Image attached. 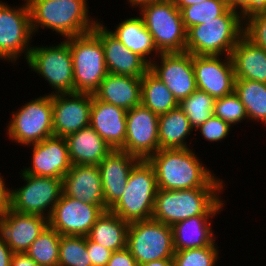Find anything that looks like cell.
Segmentation results:
<instances>
[{"mask_svg": "<svg viewBox=\"0 0 266 266\" xmlns=\"http://www.w3.org/2000/svg\"><path fill=\"white\" fill-rule=\"evenodd\" d=\"M231 128L232 126L229 123L213 115L198 127L195 132H199L198 134L205 140L214 144L226 139L231 134L230 131H233Z\"/></svg>", "mask_w": 266, "mask_h": 266, "instance_id": "39", "label": "cell"}, {"mask_svg": "<svg viewBox=\"0 0 266 266\" xmlns=\"http://www.w3.org/2000/svg\"><path fill=\"white\" fill-rule=\"evenodd\" d=\"M86 247L92 266H106L110 260L112 251L91 241L86 236Z\"/></svg>", "mask_w": 266, "mask_h": 266, "instance_id": "41", "label": "cell"}, {"mask_svg": "<svg viewBox=\"0 0 266 266\" xmlns=\"http://www.w3.org/2000/svg\"><path fill=\"white\" fill-rule=\"evenodd\" d=\"M88 0H36L29 5L33 35L50 29L64 39L93 31L100 21L90 15Z\"/></svg>", "mask_w": 266, "mask_h": 266, "instance_id": "2", "label": "cell"}, {"mask_svg": "<svg viewBox=\"0 0 266 266\" xmlns=\"http://www.w3.org/2000/svg\"><path fill=\"white\" fill-rule=\"evenodd\" d=\"M227 2L241 18L251 9V0H227Z\"/></svg>", "mask_w": 266, "mask_h": 266, "instance_id": "45", "label": "cell"}, {"mask_svg": "<svg viewBox=\"0 0 266 266\" xmlns=\"http://www.w3.org/2000/svg\"><path fill=\"white\" fill-rule=\"evenodd\" d=\"M60 239L61 235L48 226L25 253L39 266H59Z\"/></svg>", "mask_w": 266, "mask_h": 266, "instance_id": "33", "label": "cell"}, {"mask_svg": "<svg viewBox=\"0 0 266 266\" xmlns=\"http://www.w3.org/2000/svg\"><path fill=\"white\" fill-rule=\"evenodd\" d=\"M197 89L215 99L234 92L235 73L230 56L192 55Z\"/></svg>", "mask_w": 266, "mask_h": 266, "instance_id": "16", "label": "cell"}, {"mask_svg": "<svg viewBox=\"0 0 266 266\" xmlns=\"http://www.w3.org/2000/svg\"><path fill=\"white\" fill-rule=\"evenodd\" d=\"M137 266H174L173 259H160L143 264H137Z\"/></svg>", "mask_w": 266, "mask_h": 266, "instance_id": "48", "label": "cell"}, {"mask_svg": "<svg viewBox=\"0 0 266 266\" xmlns=\"http://www.w3.org/2000/svg\"><path fill=\"white\" fill-rule=\"evenodd\" d=\"M234 92L245 107L248 121L266 127V84L247 79H236Z\"/></svg>", "mask_w": 266, "mask_h": 266, "instance_id": "31", "label": "cell"}, {"mask_svg": "<svg viewBox=\"0 0 266 266\" xmlns=\"http://www.w3.org/2000/svg\"><path fill=\"white\" fill-rule=\"evenodd\" d=\"M231 60L236 79L266 84V50L256 46L244 35L232 49Z\"/></svg>", "mask_w": 266, "mask_h": 266, "instance_id": "27", "label": "cell"}, {"mask_svg": "<svg viewBox=\"0 0 266 266\" xmlns=\"http://www.w3.org/2000/svg\"><path fill=\"white\" fill-rule=\"evenodd\" d=\"M141 104L157 115L178 107V101L171 91L150 70L142 77Z\"/></svg>", "mask_w": 266, "mask_h": 266, "instance_id": "32", "label": "cell"}, {"mask_svg": "<svg viewBox=\"0 0 266 266\" xmlns=\"http://www.w3.org/2000/svg\"><path fill=\"white\" fill-rule=\"evenodd\" d=\"M243 35L256 46L266 50V13L253 16L245 21Z\"/></svg>", "mask_w": 266, "mask_h": 266, "instance_id": "40", "label": "cell"}, {"mask_svg": "<svg viewBox=\"0 0 266 266\" xmlns=\"http://www.w3.org/2000/svg\"><path fill=\"white\" fill-rule=\"evenodd\" d=\"M142 78L108 73L94 96L126 111L141 104Z\"/></svg>", "mask_w": 266, "mask_h": 266, "instance_id": "24", "label": "cell"}, {"mask_svg": "<svg viewBox=\"0 0 266 266\" xmlns=\"http://www.w3.org/2000/svg\"><path fill=\"white\" fill-rule=\"evenodd\" d=\"M159 115L142 104L126 112V138L121 149L140 160H148L159 150Z\"/></svg>", "mask_w": 266, "mask_h": 266, "instance_id": "13", "label": "cell"}, {"mask_svg": "<svg viewBox=\"0 0 266 266\" xmlns=\"http://www.w3.org/2000/svg\"><path fill=\"white\" fill-rule=\"evenodd\" d=\"M4 176L0 172V214H3L10 207L11 188L6 185Z\"/></svg>", "mask_w": 266, "mask_h": 266, "instance_id": "43", "label": "cell"}, {"mask_svg": "<svg viewBox=\"0 0 266 266\" xmlns=\"http://www.w3.org/2000/svg\"><path fill=\"white\" fill-rule=\"evenodd\" d=\"M126 110L98 100L94 94L90 126L113 149H122L126 138Z\"/></svg>", "mask_w": 266, "mask_h": 266, "instance_id": "23", "label": "cell"}, {"mask_svg": "<svg viewBox=\"0 0 266 266\" xmlns=\"http://www.w3.org/2000/svg\"><path fill=\"white\" fill-rule=\"evenodd\" d=\"M225 188H191L156 192L152 219L172 226L199 215H219L225 208Z\"/></svg>", "mask_w": 266, "mask_h": 266, "instance_id": "3", "label": "cell"}, {"mask_svg": "<svg viewBox=\"0 0 266 266\" xmlns=\"http://www.w3.org/2000/svg\"><path fill=\"white\" fill-rule=\"evenodd\" d=\"M93 94L52 95L54 136L66 137L89 126Z\"/></svg>", "mask_w": 266, "mask_h": 266, "instance_id": "17", "label": "cell"}, {"mask_svg": "<svg viewBox=\"0 0 266 266\" xmlns=\"http://www.w3.org/2000/svg\"><path fill=\"white\" fill-rule=\"evenodd\" d=\"M64 40L73 60L74 93L94 94L108 74L100 38L91 31Z\"/></svg>", "mask_w": 266, "mask_h": 266, "instance_id": "7", "label": "cell"}, {"mask_svg": "<svg viewBox=\"0 0 266 266\" xmlns=\"http://www.w3.org/2000/svg\"><path fill=\"white\" fill-rule=\"evenodd\" d=\"M7 61L8 62V64H12L3 54H2V52L0 51V62L1 61Z\"/></svg>", "mask_w": 266, "mask_h": 266, "instance_id": "51", "label": "cell"}, {"mask_svg": "<svg viewBox=\"0 0 266 266\" xmlns=\"http://www.w3.org/2000/svg\"><path fill=\"white\" fill-rule=\"evenodd\" d=\"M19 175L24 183L19 188L11 187L9 208L49 219L63 192L62 179L29 175L22 171Z\"/></svg>", "mask_w": 266, "mask_h": 266, "instance_id": "10", "label": "cell"}, {"mask_svg": "<svg viewBox=\"0 0 266 266\" xmlns=\"http://www.w3.org/2000/svg\"><path fill=\"white\" fill-rule=\"evenodd\" d=\"M62 40L57 45H32L26 61L28 68L48 83L49 95L74 93L72 55L69 44Z\"/></svg>", "mask_w": 266, "mask_h": 266, "instance_id": "9", "label": "cell"}, {"mask_svg": "<svg viewBox=\"0 0 266 266\" xmlns=\"http://www.w3.org/2000/svg\"><path fill=\"white\" fill-rule=\"evenodd\" d=\"M127 249L137 264L173 259L172 228L154 219L131 222L127 233Z\"/></svg>", "mask_w": 266, "mask_h": 266, "instance_id": "11", "label": "cell"}, {"mask_svg": "<svg viewBox=\"0 0 266 266\" xmlns=\"http://www.w3.org/2000/svg\"><path fill=\"white\" fill-rule=\"evenodd\" d=\"M206 0H174L176 7L181 11L184 7L190 6V5H197L202 2H205Z\"/></svg>", "mask_w": 266, "mask_h": 266, "instance_id": "49", "label": "cell"}, {"mask_svg": "<svg viewBox=\"0 0 266 266\" xmlns=\"http://www.w3.org/2000/svg\"><path fill=\"white\" fill-rule=\"evenodd\" d=\"M215 98L204 91L195 90L178 103L194 130L213 116Z\"/></svg>", "mask_w": 266, "mask_h": 266, "instance_id": "34", "label": "cell"}, {"mask_svg": "<svg viewBox=\"0 0 266 266\" xmlns=\"http://www.w3.org/2000/svg\"><path fill=\"white\" fill-rule=\"evenodd\" d=\"M124 190L110 211L128 223L152 219L158 188L155 170L148 160H140L132 168Z\"/></svg>", "mask_w": 266, "mask_h": 266, "instance_id": "6", "label": "cell"}, {"mask_svg": "<svg viewBox=\"0 0 266 266\" xmlns=\"http://www.w3.org/2000/svg\"><path fill=\"white\" fill-rule=\"evenodd\" d=\"M13 251L0 236V266H11Z\"/></svg>", "mask_w": 266, "mask_h": 266, "instance_id": "47", "label": "cell"}, {"mask_svg": "<svg viewBox=\"0 0 266 266\" xmlns=\"http://www.w3.org/2000/svg\"><path fill=\"white\" fill-rule=\"evenodd\" d=\"M218 245L175 251L174 266H217L221 250ZM220 250V251H219Z\"/></svg>", "mask_w": 266, "mask_h": 266, "instance_id": "37", "label": "cell"}, {"mask_svg": "<svg viewBox=\"0 0 266 266\" xmlns=\"http://www.w3.org/2000/svg\"><path fill=\"white\" fill-rule=\"evenodd\" d=\"M138 9L159 53L186 52L187 30L174 0H155Z\"/></svg>", "mask_w": 266, "mask_h": 266, "instance_id": "5", "label": "cell"}, {"mask_svg": "<svg viewBox=\"0 0 266 266\" xmlns=\"http://www.w3.org/2000/svg\"><path fill=\"white\" fill-rule=\"evenodd\" d=\"M34 1H36V0H24L22 3L25 4L26 6H29Z\"/></svg>", "mask_w": 266, "mask_h": 266, "instance_id": "52", "label": "cell"}, {"mask_svg": "<svg viewBox=\"0 0 266 266\" xmlns=\"http://www.w3.org/2000/svg\"><path fill=\"white\" fill-rule=\"evenodd\" d=\"M25 147H31L32 156H30L31 166L21 169L23 173L63 179L71 169L65 137L53 135Z\"/></svg>", "mask_w": 266, "mask_h": 266, "instance_id": "18", "label": "cell"}, {"mask_svg": "<svg viewBox=\"0 0 266 266\" xmlns=\"http://www.w3.org/2000/svg\"><path fill=\"white\" fill-rule=\"evenodd\" d=\"M140 161L121 149L112 150L98 165L106 210H110L125 192L132 168Z\"/></svg>", "mask_w": 266, "mask_h": 266, "instance_id": "21", "label": "cell"}, {"mask_svg": "<svg viewBox=\"0 0 266 266\" xmlns=\"http://www.w3.org/2000/svg\"><path fill=\"white\" fill-rule=\"evenodd\" d=\"M149 70L167 86L178 103L197 90L191 53H160L150 63Z\"/></svg>", "mask_w": 266, "mask_h": 266, "instance_id": "15", "label": "cell"}, {"mask_svg": "<svg viewBox=\"0 0 266 266\" xmlns=\"http://www.w3.org/2000/svg\"><path fill=\"white\" fill-rule=\"evenodd\" d=\"M104 211H107L105 206L85 203L62 192L49 218V226L60 235L87 236Z\"/></svg>", "mask_w": 266, "mask_h": 266, "instance_id": "14", "label": "cell"}, {"mask_svg": "<svg viewBox=\"0 0 266 266\" xmlns=\"http://www.w3.org/2000/svg\"><path fill=\"white\" fill-rule=\"evenodd\" d=\"M5 129L9 141L20 146L39 143L53 133L52 95L43 94L11 112Z\"/></svg>", "mask_w": 266, "mask_h": 266, "instance_id": "8", "label": "cell"}, {"mask_svg": "<svg viewBox=\"0 0 266 266\" xmlns=\"http://www.w3.org/2000/svg\"><path fill=\"white\" fill-rule=\"evenodd\" d=\"M18 5L10 6L0 0V51L13 65L22 56L27 61L34 45L29 6Z\"/></svg>", "mask_w": 266, "mask_h": 266, "instance_id": "12", "label": "cell"}, {"mask_svg": "<svg viewBox=\"0 0 266 266\" xmlns=\"http://www.w3.org/2000/svg\"><path fill=\"white\" fill-rule=\"evenodd\" d=\"M11 266H39L26 253H13L11 258Z\"/></svg>", "mask_w": 266, "mask_h": 266, "instance_id": "46", "label": "cell"}, {"mask_svg": "<svg viewBox=\"0 0 266 266\" xmlns=\"http://www.w3.org/2000/svg\"><path fill=\"white\" fill-rule=\"evenodd\" d=\"M158 129L159 149L192 148L187 139L196 133L179 107L159 115Z\"/></svg>", "mask_w": 266, "mask_h": 266, "instance_id": "29", "label": "cell"}, {"mask_svg": "<svg viewBox=\"0 0 266 266\" xmlns=\"http://www.w3.org/2000/svg\"><path fill=\"white\" fill-rule=\"evenodd\" d=\"M65 139L72 165H99L113 150L90 125Z\"/></svg>", "mask_w": 266, "mask_h": 266, "instance_id": "26", "label": "cell"}, {"mask_svg": "<svg viewBox=\"0 0 266 266\" xmlns=\"http://www.w3.org/2000/svg\"><path fill=\"white\" fill-rule=\"evenodd\" d=\"M106 266H137V261L130 251L125 248L120 251H114Z\"/></svg>", "mask_w": 266, "mask_h": 266, "instance_id": "42", "label": "cell"}, {"mask_svg": "<svg viewBox=\"0 0 266 266\" xmlns=\"http://www.w3.org/2000/svg\"><path fill=\"white\" fill-rule=\"evenodd\" d=\"M109 31L127 49L141 56L149 65L160 54L139 15L125 18L115 26L114 30L109 29Z\"/></svg>", "mask_w": 266, "mask_h": 266, "instance_id": "28", "label": "cell"}, {"mask_svg": "<svg viewBox=\"0 0 266 266\" xmlns=\"http://www.w3.org/2000/svg\"><path fill=\"white\" fill-rule=\"evenodd\" d=\"M217 215H199L171 226L175 251L217 245L213 218Z\"/></svg>", "mask_w": 266, "mask_h": 266, "instance_id": "25", "label": "cell"}, {"mask_svg": "<svg viewBox=\"0 0 266 266\" xmlns=\"http://www.w3.org/2000/svg\"><path fill=\"white\" fill-rule=\"evenodd\" d=\"M244 33L241 17L231 8L222 16L192 26L186 32V52L230 56Z\"/></svg>", "mask_w": 266, "mask_h": 266, "instance_id": "4", "label": "cell"}, {"mask_svg": "<svg viewBox=\"0 0 266 266\" xmlns=\"http://www.w3.org/2000/svg\"><path fill=\"white\" fill-rule=\"evenodd\" d=\"M229 9L227 0H206L197 5L193 4L184 7L181 10L182 20L187 30L192 26L220 17Z\"/></svg>", "mask_w": 266, "mask_h": 266, "instance_id": "35", "label": "cell"}, {"mask_svg": "<svg viewBox=\"0 0 266 266\" xmlns=\"http://www.w3.org/2000/svg\"><path fill=\"white\" fill-rule=\"evenodd\" d=\"M49 226V219L37 214H23L8 208L0 214V236L13 253H25Z\"/></svg>", "mask_w": 266, "mask_h": 266, "instance_id": "19", "label": "cell"}, {"mask_svg": "<svg viewBox=\"0 0 266 266\" xmlns=\"http://www.w3.org/2000/svg\"><path fill=\"white\" fill-rule=\"evenodd\" d=\"M93 32L101 40L108 73L142 78L149 70L150 65L141 56L127 49L103 21L96 24Z\"/></svg>", "mask_w": 266, "mask_h": 266, "instance_id": "20", "label": "cell"}, {"mask_svg": "<svg viewBox=\"0 0 266 266\" xmlns=\"http://www.w3.org/2000/svg\"><path fill=\"white\" fill-rule=\"evenodd\" d=\"M63 193L76 200L105 206L98 165H72L62 179Z\"/></svg>", "mask_w": 266, "mask_h": 266, "instance_id": "22", "label": "cell"}, {"mask_svg": "<svg viewBox=\"0 0 266 266\" xmlns=\"http://www.w3.org/2000/svg\"><path fill=\"white\" fill-rule=\"evenodd\" d=\"M152 1H155V0H127L128 4L130 5L129 8L133 7L135 9L145 3L152 2Z\"/></svg>", "mask_w": 266, "mask_h": 266, "instance_id": "50", "label": "cell"}, {"mask_svg": "<svg viewBox=\"0 0 266 266\" xmlns=\"http://www.w3.org/2000/svg\"><path fill=\"white\" fill-rule=\"evenodd\" d=\"M266 13V0H251V9L241 18L244 23L253 16Z\"/></svg>", "mask_w": 266, "mask_h": 266, "instance_id": "44", "label": "cell"}, {"mask_svg": "<svg viewBox=\"0 0 266 266\" xmlns=\"http://www.w3.org/2000/svg\"><path fill=\"white\" fill-rule=\"evenodd\" d=\"M130 223L110 210L104 211L91 227L87 237L106 249L120 251L127 248V233Z\"/></svg>", "mask_w": 266, "mask_h": 266, "instance_id": "30", "label": "cell"}, {"mask_svg": "<svg viewBox=\"0 0 266 266\" xmlns=\"http://www.w3.org/2000/svg\"><path fill=\"white\" fill-rule=\"evenodd\" d=\"M213 115L220 117L232 127L243 123V120L249 122L245 107L235 92L215 100Z\"/></svg>", "mask_w": 266, "mask_h": 266, "instance_id": "38", "label": "cell"}, {"mask_svg": "<svg viewBox=\"0 0 266 266\" xmlns=\"http://www.w3.org/2000/svg\"><path fill=\"white\" fill-rule=\"evenodd\" d=\"M59 266H92L86 247V236L61 235Z\"/></svg>", "mask_w": 266, "mask_h": 266, "instance_id": "36", "label": "cell"}, {"mask_svg": "<svg viewBox=\"0 0 266 266\" xmlns=\"http://www.w3.org/2000/svg\"><path fill=\"white\" fill-rule=\"evenodd\" d=\"M193 149V146L159 149L148 159L155 170L158 189L225 188L228 185L212 169L207 168Z\"/></svg>", "mask_w": 266, "mask_h": 266, "instance_id": "1", "label": "cell"}]
</instances>
